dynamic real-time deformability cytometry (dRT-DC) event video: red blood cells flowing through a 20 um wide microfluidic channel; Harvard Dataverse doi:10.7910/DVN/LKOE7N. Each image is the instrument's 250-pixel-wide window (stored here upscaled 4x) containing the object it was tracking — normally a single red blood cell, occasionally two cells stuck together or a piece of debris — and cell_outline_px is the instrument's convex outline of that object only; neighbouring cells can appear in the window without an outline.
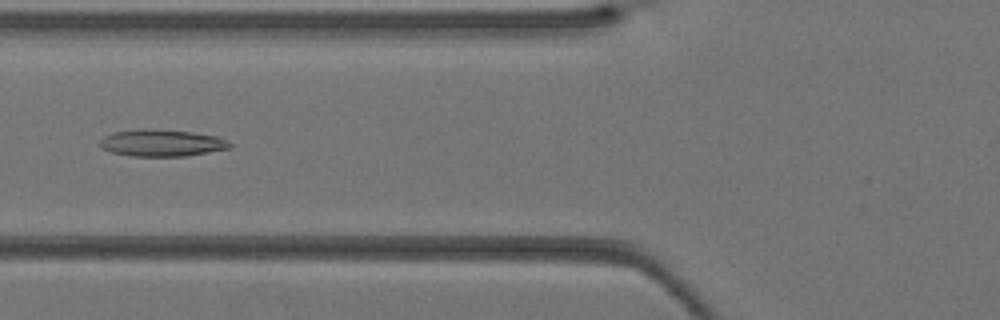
{"species": "Egyptian fruit bat (a non-hibernating species)", "species_latin": "Rousettus aegyptiacus", "temperature_condition": "warm", "stored_images_in_passage": 31, "camera_frame_rate_fps": 3000, "um_per_image_px": 0.085, "animal": {"sex": "female"}, "frame": {"image": 1, "passage_image": 7, "time_ms": 2.0, "image_size_px": [1000, 320], "cell_outline_px": [[232, 144], [228, 148], [208, 152], [184, 156], [128, 156], [112, 152], [100, 148], [100, 140], [104, 136], [112, 132], [144, 128], [148, 128], [192, 132], [216, 136]], "centroid_in_image_um": [13.67, 12.14], "position_along_channel_um": 112.1, "area_um2": 20.29}}
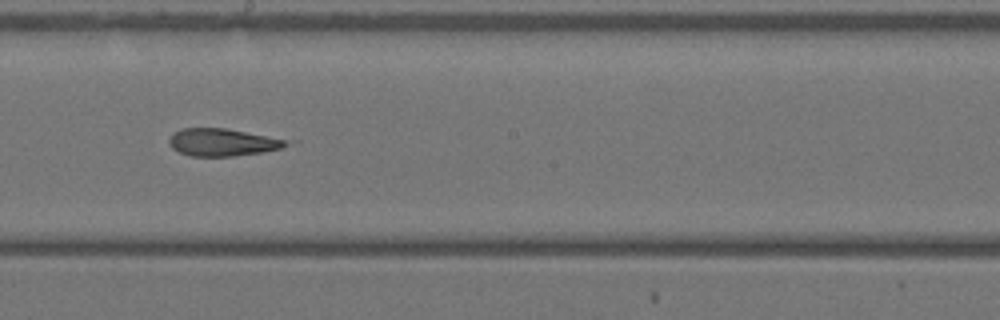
{"frame": {"image": 2, "passage_image": 14, "time_ms": 4.333, "image_size_px": [1000, 320], "cell_outline_px": [[288, 144], [280, 148], [264, 152], [232, 156], [192, 156], [180, 152], [172, 148], [168, 144], [168, 140], [172, 132], [180, 128], [224, 128], [284, 140]], "centroid_in_image_um": [18.78, 12.09], "position_along_channel_um": 229.4, "area_um2": 18.38}}
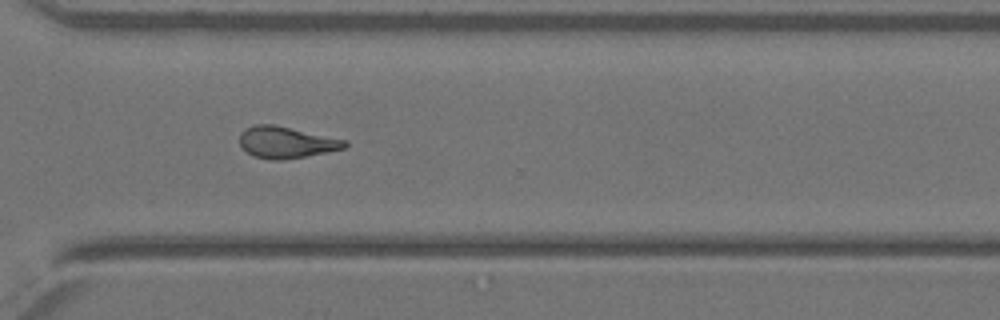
{"frame": {"image": 3, "passage_image": 21, "time_ms": 6.667, "image_size_px": [1000, 320], "cell_outline_px": [[348, 144], [344, 148], [328, 152], [280, 160], [272, 160], [252, 156], [240, 148], [240, 132], [244, 128], [256, 124], [272, 124], [348, 140]], "centroid_in_image_um": [24.29, 12.1], "position_along_channel_um": 346.3, "area_um2": 19.42}}